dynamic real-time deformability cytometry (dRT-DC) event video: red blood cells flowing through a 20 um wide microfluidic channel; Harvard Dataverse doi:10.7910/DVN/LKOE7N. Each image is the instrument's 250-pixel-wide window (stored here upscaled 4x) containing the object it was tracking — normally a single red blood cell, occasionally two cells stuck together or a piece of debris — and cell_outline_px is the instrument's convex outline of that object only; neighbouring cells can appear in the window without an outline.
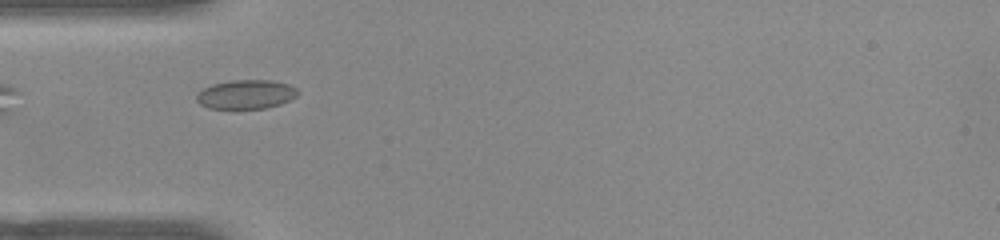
{"species": "common noctule bat (a hibernating species)", "species_latin": "Nyctalus noctula", "temperature_condition": "warm", "stored_images_in_passage": 33, "camera_frame_rate_fps": 3000, "um_per_image_px": 0.085, "animal": {"sex": "female", "body_mass_g": 22.0, "forearm_length_mm": 56.7}, "frame": {"image": 1, "passage_image": 1, "time_ms": 0.0, "image_size_px": [1000, 240], "cell_outline_px": [[300, 92], [296, 96], [280, 104], [264, 108], [208, 108], [200, 104], [196, 100], [196, 96], [204, 88], [212, 84], [232, 80], [272, 80], [288, 84], [296, 88]], "centroid_in_image_um": [20.92, 8.01], "position_along_channel_um": 64.1, "area_um2": 16.99}}
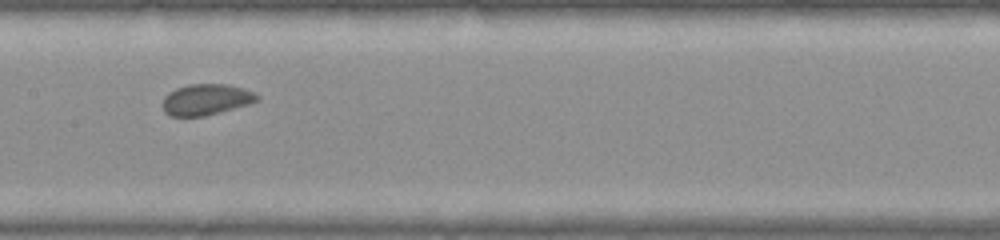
{"frame": {"image": 2, "passage_image": 11, "time_ms": 3.333, "image_size_px": [1000, 240], "cell_outline_px": [[260, 100], [248, 104], [220, 112], [204, 116], [172, 116], [164, 112], [164, 96], [168, 92], [176, 88], [188, 84], [228, 84], [244, 88], [256, 92], [260, 96]], "centroid_in_image_um": [17.56, 8.44], "position_along_channel_um": 189.8, "area_um2": 17.17}}
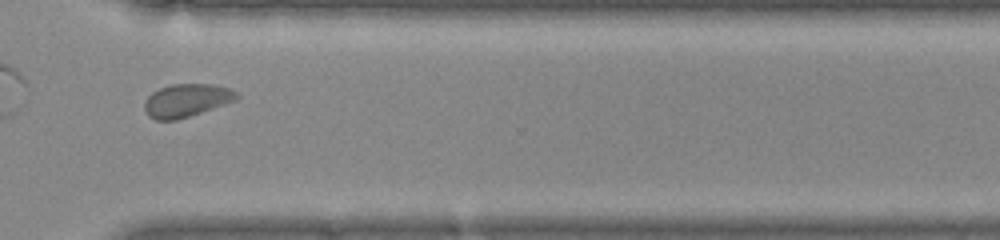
{"frame": {"image": 3, "passage_image": 24, "time_ms": 7.667, "image_size_px": [1000, 240], "cell_outline_px": [[240, 96], [236, 100], [176, 120], [156, 120], [148, 116], [144, 108], [144, 104], [148, 96], [152, 92], [160, 88], [172, 84], [212, 84], [228, 88], [236, 92]], "centroid_in_image_um": [15.83, 8.53], "position_along_channel_um": 354.8, "area_um2": 17.51}, "authors_computed_cell_mechanics": {"area_um2": 17.34, "velocity_mm_per_s": 3.7959, "shape_relaxation_time_tau1_ms": 3.3978, "shape_relaxation_time_tau2_ms": null, "deformation_change_tau1": 0.0607, "deformation_change_tau2": null}}